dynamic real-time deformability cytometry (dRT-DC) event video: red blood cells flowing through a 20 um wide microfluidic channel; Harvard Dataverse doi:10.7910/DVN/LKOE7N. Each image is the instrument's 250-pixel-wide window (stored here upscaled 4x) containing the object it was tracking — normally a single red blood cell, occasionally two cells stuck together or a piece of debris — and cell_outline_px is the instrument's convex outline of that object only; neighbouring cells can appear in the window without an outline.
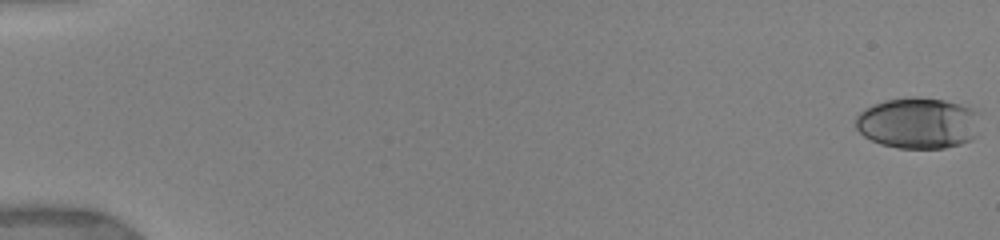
{"species": "human", "species_latin": "Homo sapiens", "temperature_condition": "warm", "stored_images_in_passage": 42, "camera_frame_rate_fps": 3000, "um_per_image_px": 0.085, "donor": {"sex": "female"}, "frame": {"image": 1, "passage_image": 1, "time_ms": 0.0, "image_size_px": [1000, 240], "cell_outline_px": [[984, 112], [976, 136], [972, 140], [960, 144], [944, 148], [896, 148], [880, 144], [864, 136], [856, 128], [856, 116], [864, 108], [884, 100], [908, 96], [920, 96], [944, 100], [960, 104]], "centroid_in_image_um": [78.11, 10.44], "position_along_channel_um": 6.9, "area_um2": 38.03}}
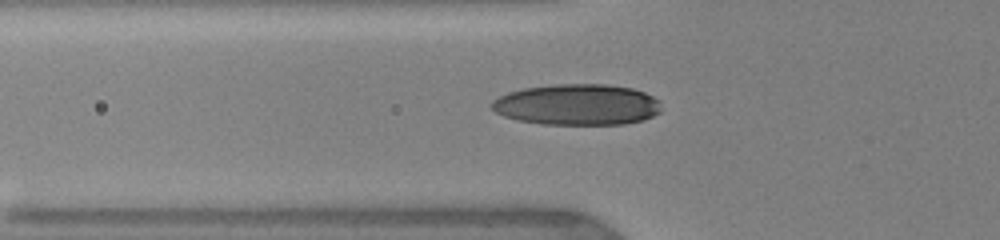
{"frame": {"image": 2, "passage_image": 19, "time_ms": 6.333, "image_size_px": [1000, 240], "cell_outline_px": [[660, 112], [644, 120], [624, 124], [544, 124], [520, 120], [504, 116], [496, 112], [488, 104], [492, 100], [508, 92], [524, 88], [556, 84], [608, 84], [632, 88], [644, 92], [660, 100]], "centroid_in_image_um": [49.07, 8.89], "position_along_channel_um": 76.7, "area_um2": 40.63}}
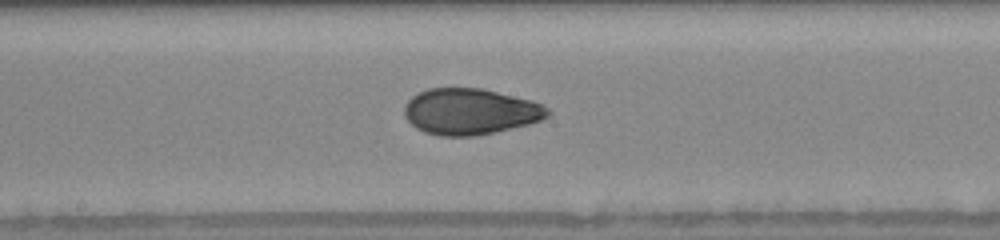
{"frame": {"image": 3, "passage_image": 33, "time_ms": 9.667, "image_size_px": [1000, 240], "cell_outline_px": [[552, 112], [548, 116], [540, 120], [528, 124], [496, 132], [476, 136], [440, 136], [424, 132], [416, 128], [404, 116], [404, 108], [408, 100], [412, 96], [428, 88], [484, 88], [532, 100], [544, 104]], "centroid_in_image_um": [39.99, 9.48], "position_along_channel_um": 208.2, "area_um2": 38.84}}